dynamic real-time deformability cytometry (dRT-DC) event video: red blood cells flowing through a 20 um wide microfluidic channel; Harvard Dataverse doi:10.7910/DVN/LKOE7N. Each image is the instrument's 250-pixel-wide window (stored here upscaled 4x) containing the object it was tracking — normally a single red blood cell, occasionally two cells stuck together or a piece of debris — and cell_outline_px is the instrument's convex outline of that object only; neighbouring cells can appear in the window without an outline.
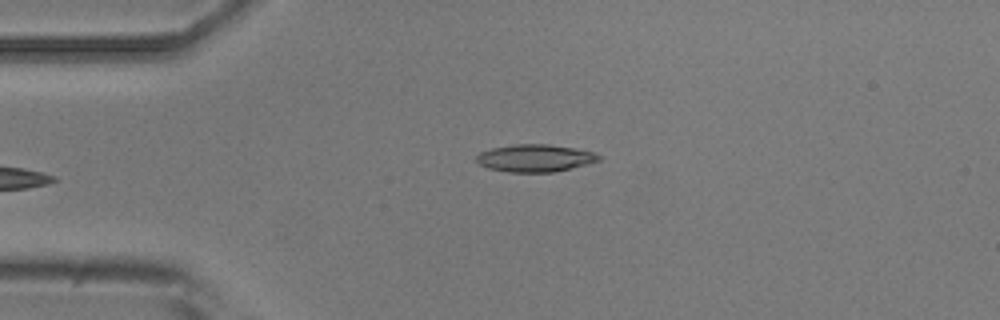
{"species": "common noctule bat (a hibernating species)", "species_latin": "Nyctalus noctula", "temperature_condition": "room temperature", "stored_images_in_passage": 2, "camera_frame_rate_fps": 3000, "um_per_image_px": 0.085, "animal": {"sex": "male", "body_mass_g": 20.5, "forearm_length_mm": 52.5}, "frame": {"image": 1, "passage_image": 2, "time_ms": 1.0, "image_size_px": [1000, 320], "cell_outline_px": [[600, 160], [552, 172], [508, 172], [488, 168], [480, 164], [476, 160], [476, 156], [480, 152], [492, 148], [516, 144], [548, 144], [596, 152], [600, 156]], "centroid_in_image_um": [45.44, 13.43], "position_along_channel_um": 39.6, "area_um2": 19.25}}